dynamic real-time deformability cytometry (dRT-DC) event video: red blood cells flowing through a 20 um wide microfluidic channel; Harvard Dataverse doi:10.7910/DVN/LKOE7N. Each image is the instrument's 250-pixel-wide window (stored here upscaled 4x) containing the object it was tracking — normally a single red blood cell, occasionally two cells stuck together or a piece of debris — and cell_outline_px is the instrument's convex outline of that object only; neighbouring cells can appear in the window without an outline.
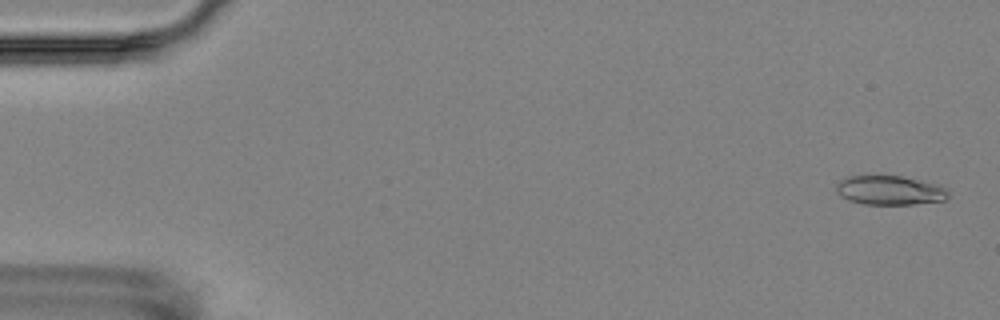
{"species": "Egyptian fruit bat (a non-hibernating species)", "species_latin": "Rousettus aegyptiacus", "temperature_condition": "room temperature", "stored_images_in_passage": 7, "camera_frame_rate_fps": 3000, "um_per_image_px": 0.085, "animal": {"sex": "female"}, "frame": {"image": 1, "passage_image": 1, "time_ms": 0.0, "image_size_px": [1000, 320], "cell_outline_px": [[948, 196], [944, 200], [912, 204], [864, 204], [848, 200], [840, 196], [836, 192], [836, 184], [840, 180], [848, 176], [900, 176], [932, 184], [944, 188], [948, 192]], "centroid_in_image_um": [75.54, 16.18], "position_along_channel_um": 9.5, "area_um2": 18.67}}